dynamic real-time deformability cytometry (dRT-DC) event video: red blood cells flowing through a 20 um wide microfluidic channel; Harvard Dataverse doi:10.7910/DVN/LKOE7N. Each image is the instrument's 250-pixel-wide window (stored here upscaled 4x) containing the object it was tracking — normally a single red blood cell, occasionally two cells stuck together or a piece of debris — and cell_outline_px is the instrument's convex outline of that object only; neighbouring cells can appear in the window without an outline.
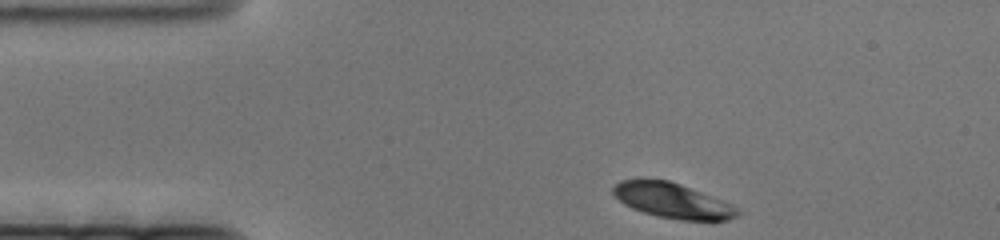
{"species": "human", "species_latin": "Homo sapiens", "temperature_condition": "cold", "stored_images_in_passage": 52, "camera_frame_rate_fps": 3000, "um_per_image_px": 0.085, "donor": {"sex": "female"}, "frame": {"image": 1, "passage_image": 1, "time_ms": 0.0, "image_size_px": [1000, 240], "cell_outline_px": [[740, 212], [736, 216], [728, 220], [680, 220], [660, 216], [644, 212], [632, 208], [624, 204], [612, 192], [612, 188], [620, 180], [668, 180], [680, 184], [732, 204]], "centroid_in_image_um": [57.16, 17.06], "position_along_channel_um": 27.8, "area_um2": 24.85}}
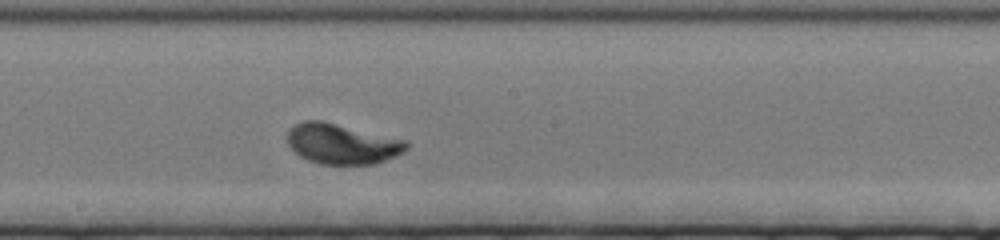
{"frame": {"image": 2, "passage_image": 30, "time_ms": 9.667, "image_size_px": [1000, 240], "cell_outline_px": [[408, 148], [376, 164], [320, 164], [308, 160], [300, 156], [288, 144], [288, 128], [304, 120], [320, 120], [408, 140]], "centroid_in_image_um": [29.05, 12.22], "position_along_channel_um": 219.1, "area_um2": 27.74}}
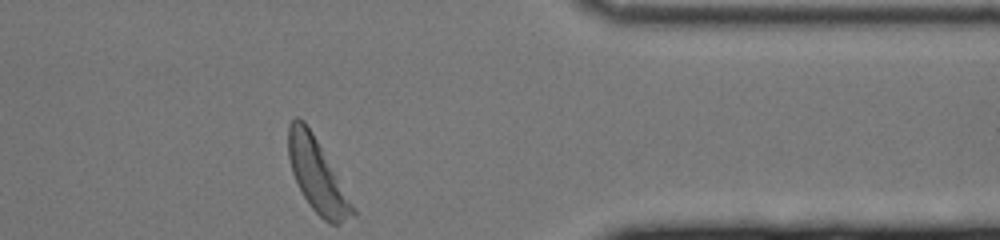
{"frame": {"image": 3, "passage_image": 52, "time_ms": 17.0, "image_size_px": [1000, 240], "cell_outline_px": [[356, 216], [340, 224], [332, 224], [324, 220], [312, 208], [304, 196], [292, 172], [288, 156], [288, 124], [296, 116], [304, 120], [312, 132], [356, 208]], "centroid_in_image_um": [26.97, 14.92], "position_along_channel_um": 384.4, "area_um2": 27.05}}